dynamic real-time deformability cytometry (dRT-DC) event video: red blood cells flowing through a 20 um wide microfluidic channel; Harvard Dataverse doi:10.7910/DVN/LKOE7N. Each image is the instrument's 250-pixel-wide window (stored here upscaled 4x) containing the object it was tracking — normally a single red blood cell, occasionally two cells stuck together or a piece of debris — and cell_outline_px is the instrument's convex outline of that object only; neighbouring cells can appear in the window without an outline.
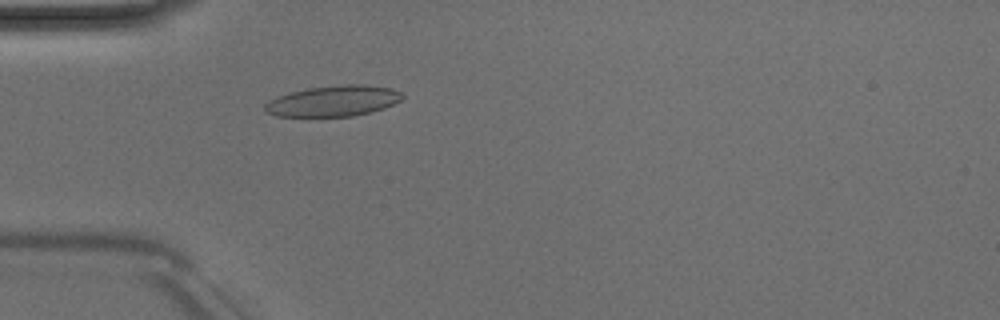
{"species": "Egyptian fruit bat (a non-hibernating species)", "species_latin": "Rousettus aegyptiacus", "temperature_condition": "room temperature", "stored_images_in_passage": 50, "camera_frame_rate_fps": 3000, "um_per_image_px": 0.085, "animal": {"sex": "male"}, "frame": {"image": 1, "passage_image": 15, "time_ms": 4.667, "image_size_px": [1000, 320], "cell_outline_px": [[404, 96], [400, 100], [384, 108], [372, 112], [352, 116], [276, 116], [264, 112], [264, 104], [268, 100], [276, 96], [288, 92], [308, 88], [344, 84], [364, 84], [392, 88], [400, 92]], "centroid_in_image_um": [28.29, 8.58], "position_along_channel_um": 56.7, "area_um2": 24.85}}
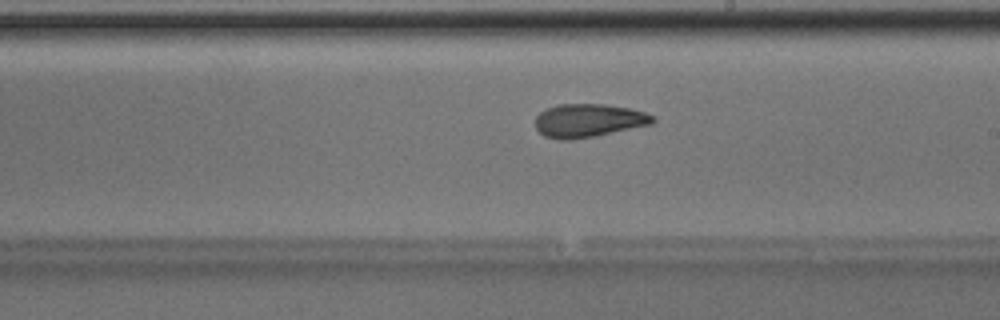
{"frame": {"image": 2, "passage_image": 29, "time_ms": 9.333, "image_size_px": [1000, 320], "cell_outline_px": [[656, 120], [652, 124], [596, 136], [568, 140], [560, 140], [544, 136], [536, 128], [536, 116], [544, 108], [556, 104], [608, 104], [628, 108], [644, 112], [656, 116]], "centroid_in_image_um": [50.02, 10.24], "position_along_channel_um": 239.0, "area_um2": 23.06}}
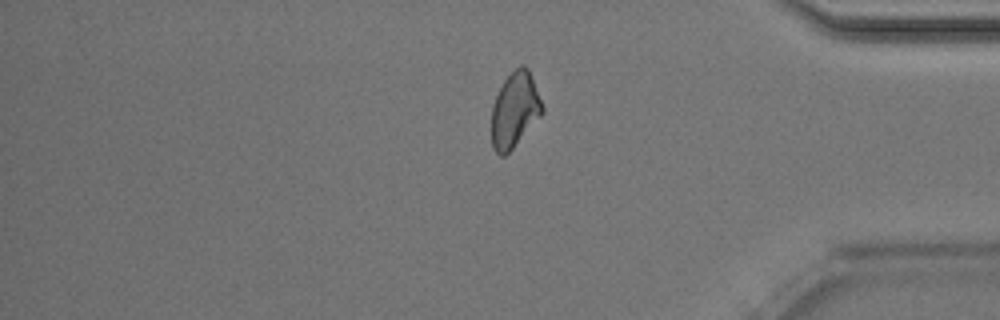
{"frame": {"image": 3, "passage_image": 42, "time_ms": 13.667, "image_size_px": [1000, 320], "cell_outline_px": [[544, 112], [512, 148], [504, 156], [500, 156], [492, 148], [492, 104], [504, 80], [520, 64], [524, 64], [528, 68], [544, 108]], "centroid_in_image_um": [43.75, 9.34], "position_along_channel_um": 391.5, "area_um2": 21.91}, "authors_computed_cell_mechanics": {"area_um2": 22.7443, "velocity_mm_per_s": 4.0224, "shape_relaxation_time_tau1_ms": 8.2006, "shape_relaxation_time_tau2_ms": 2.8861, "deformation_change_tau1": 0.1918, "deformation_change_tau2": 0.1069}}